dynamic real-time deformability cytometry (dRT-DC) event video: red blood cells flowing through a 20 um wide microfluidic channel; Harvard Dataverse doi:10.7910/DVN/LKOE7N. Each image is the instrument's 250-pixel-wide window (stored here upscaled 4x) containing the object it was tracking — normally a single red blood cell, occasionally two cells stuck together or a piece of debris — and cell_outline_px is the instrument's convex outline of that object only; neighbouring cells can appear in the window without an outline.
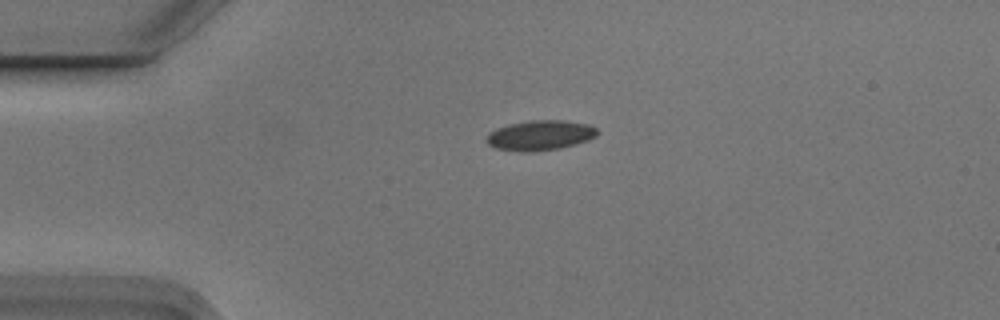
{"species": "Egyptian fruit bat (a non-hibernating species)", "species_latin": "Rousettus aegyptiacus", "temperature_condition": "cold", "stored_images_in_passage": 3, "camera_frame_rate_fps": 3000, "um_per_image_px": 0.085, "animal": {"sex": "male"}, "frame": {"image": 1, "passage_image": 1, "time_ms": 0.0, "image_size_px": [1000, 320], "cell_outline_px": [[596, 136], [588, 140], [576, 144], [560, 148], [532, 152], [524, 152], [496, 148], [488, 144], [484, 140], [492, 132], [500, 128], [512, 124], [532, 120], [564, 120], [588, 124], [596, 128]], "centroid_in_image_um": [45.94, 11.51], "position_along_channel_um": 39.1, "area_um2": 19.07}}
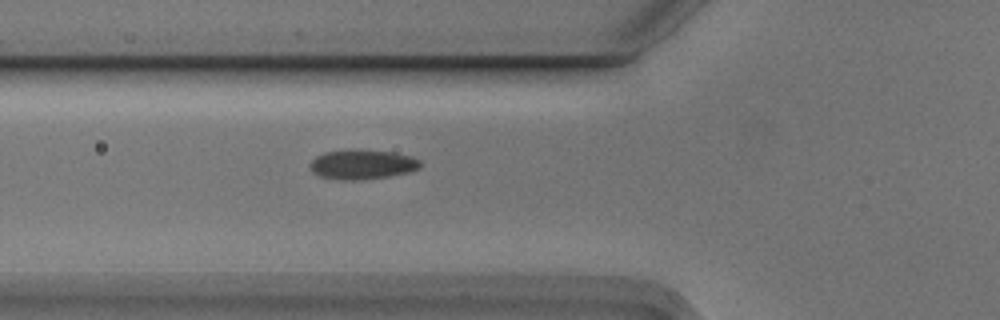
{"frame": {"image": 2, "passage_image": 3, "time_ms": 0.667, "image_size_px": [1000, 320], "cell_outline_px": [[420, 168], [412, 172], [388, 176], [360, 180], [344, 180], [320, 176], [312, 172], [308, 164], [316, 156], [324, 152], [392, 152], [412, 156], [420, 160]], "centroid_in_image_um": [30.81, 14.02], "position_along_channel_um": 95.0, "area_um2": 18.38}}